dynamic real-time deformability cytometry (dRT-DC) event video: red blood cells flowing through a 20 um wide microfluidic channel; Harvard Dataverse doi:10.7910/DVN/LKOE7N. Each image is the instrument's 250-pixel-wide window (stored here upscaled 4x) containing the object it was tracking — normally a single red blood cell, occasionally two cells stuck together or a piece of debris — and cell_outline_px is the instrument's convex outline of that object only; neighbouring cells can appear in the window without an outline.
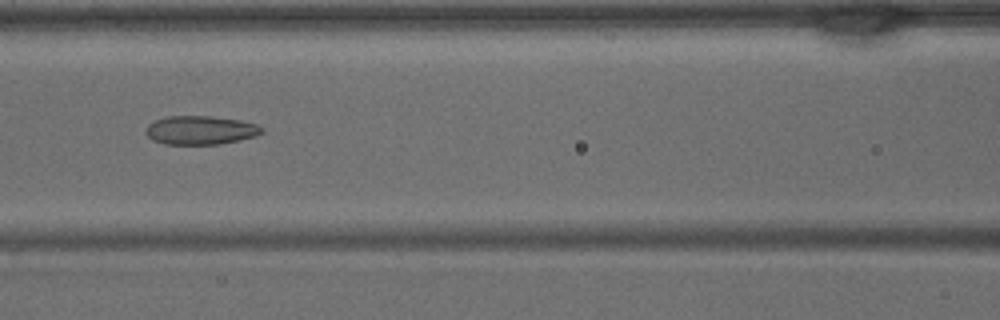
{"species": "common noctule bat (a hibernating species)", "species_latin": "Nyctalus noctula", "temperature_condition": "warm", "stored_images_in_passage": 41, "camera_frame_rate_fps": 3000, "um_per_image_px": 0.085, "animal": {"sex": "male", "body_mass_g": 15.6}, "frame": {"image": 1, "passage_image": 18, "time_ms": 5.667, "image_size_px": [1000, 320], "cell_outline_px": [[264, 132], [256, 136], [240, 140], [220, 144], [164, 144], [152, 140], [148, 136], [148, 124], [156, 120], [168, 116], [208, 116], [240, 120], [256, 124], [264, 128]], "centroid_in_image_um": [17.09, 11.07], "position_along_channel_um": 149.5, "area_um2": 19.31}}
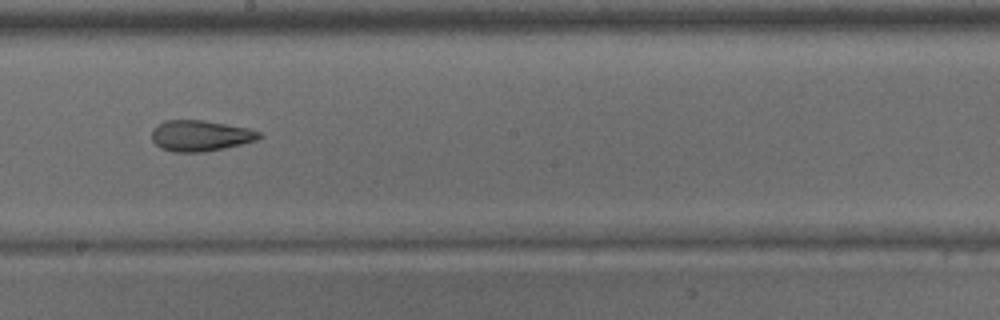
{"frame": {"image": 2, "passage_image": 23, "time_ms": 7.333, "image_size_px": [1000, 320], "cell_outline_px": [[264, 136], [256, 140], [224, 148], [204, 152], [176, 152], [160, 148], [152, 140], [152, 128], [156, 124], [164, 120], [204, 120], [248, 128], [260, 132]], "centroid_in_image_um": [17.01, 11.53], "position_along_channel_um": 231.2, "area_um2": 19.42}}
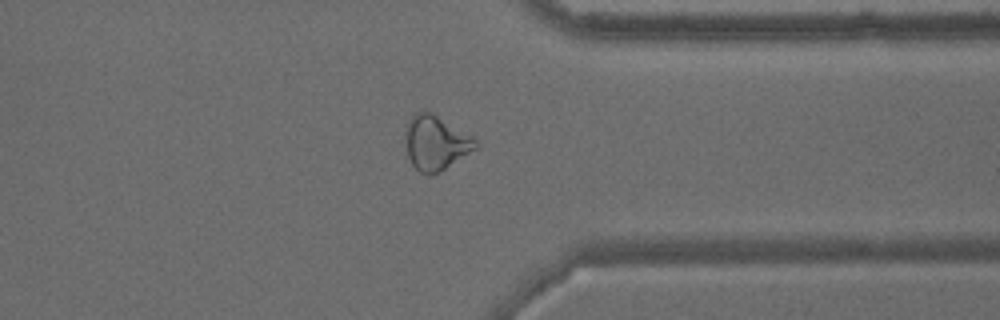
{"frame": {"image": 3, "passage_image": 32, "time_ms": 10.333, "image_size_px": [1000, 320], "cell_outline_px": [[480, 144], [476, 148], [440, 172], [428, 176], [420, 172], [412, 164], [408, 156], [404, 140], [404, 132], [408, 120], [416, 112], [432, 112], [472, 136]], "centroid_in_image_um": [37.01, 12.14], "position_along_channel_um": 374.4, "area_um2": 22.37}}